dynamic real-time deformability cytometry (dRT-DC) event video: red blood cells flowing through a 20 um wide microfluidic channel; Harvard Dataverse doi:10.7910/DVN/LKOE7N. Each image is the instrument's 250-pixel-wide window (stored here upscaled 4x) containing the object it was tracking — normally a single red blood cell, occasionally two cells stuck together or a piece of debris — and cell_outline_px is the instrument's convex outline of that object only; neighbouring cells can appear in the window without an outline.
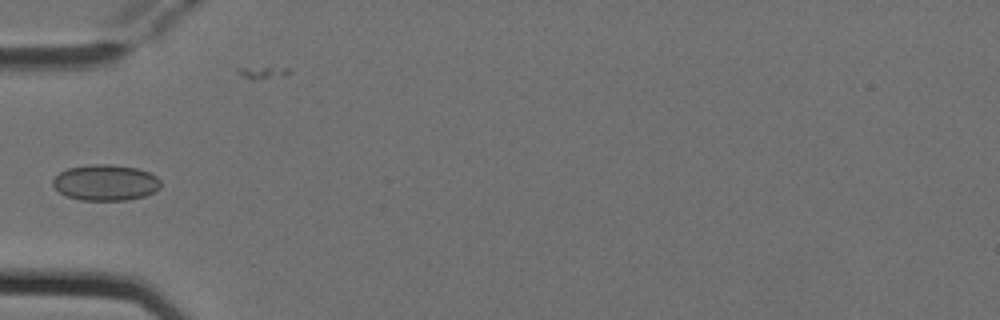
{"species": "Egyptian fruit bat (a non-hibernating species)", "species_latin": "Rousettus aegyptiacus", "temperature_condition": "cold", "stored_images_in_passage": 4, "camera_frame_rate_fps": 3000, "um_per_image_px": 0.085, "animal": {"sex": "female"}, "frame": {"image": 1, "passage_image": 2, "time_ms": 0.333, "image_size_px": [1000, 320], "cell_outline_px": [[160, 188], [144, 196], [124, 200], [80, 200], [68, 196], [60, 192], [52, 184], [52, 180], [60, 172], [68, 168], [88, 164], [112, 164], [136, 168], [148, 172], [156, 176], [160, 180]], "centroid_in_image_um": [8.96, 15.51], "position_along_channel_um": 76.0, "area_um2": 22.48}}